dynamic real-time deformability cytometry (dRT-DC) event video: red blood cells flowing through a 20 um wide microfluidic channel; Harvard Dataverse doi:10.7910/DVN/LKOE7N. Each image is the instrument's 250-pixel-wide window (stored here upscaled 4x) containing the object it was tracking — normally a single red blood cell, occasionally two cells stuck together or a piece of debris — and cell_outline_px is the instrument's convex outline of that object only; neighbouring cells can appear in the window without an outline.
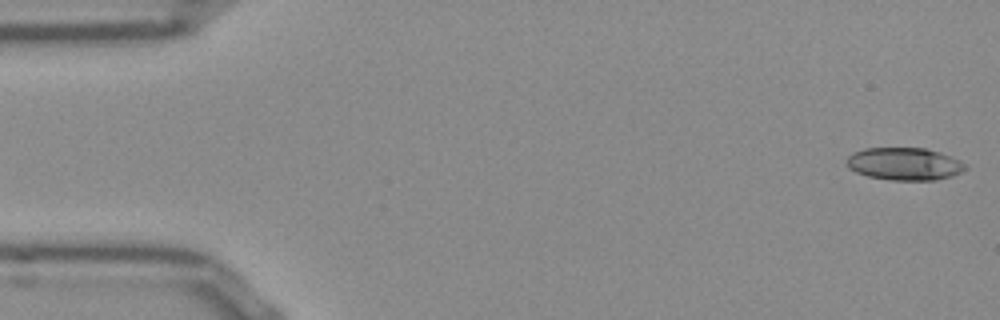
{"species": "Egyptian fruit bat (a non-hibernating species)", "species_latin": "Rousettus aegyptiacus", "temperature_condition": "room temperature", "stored_images_in_passage": 52, "camera_frame_rate_fps": 3000, "um_per_image_px": 0.085, "frame": {"image": 1, "passage_image": 1, "time_ms": 0.0, "image_size_px": [1000, 320], "cell_outline_px": [[968, 168], [964, 172], [952, 176], [936, 180], [888, 180], [868, 176], [856, 172], [848, 168], [848, 156], [852, 152], [864, 148], [924, 148], [940, 152], [960, 160], [968, 164]], "centroid_in_image_um": [76.92, 13.93], "position_along_channel_um": 8.1, "area_um2": 22.77}}
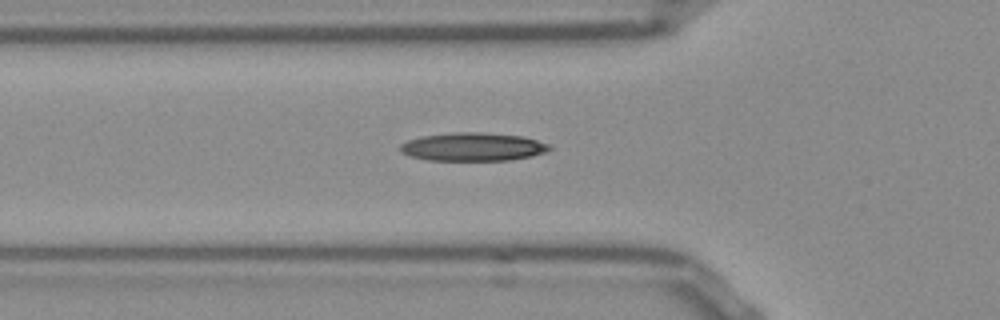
{"frame": {"image": 2, "passage_image": 17, "time_ms": 5.333, "image_size_px": [1000, 320], "cell_outline_px": [[552, 148], [548, 152], [532, 156], [508, 160], [428, 160], [412, 156], [400, 152], [400, 144], [408, 140], [424, 136], [452, 132], [480, 132], [524, 136], [548, 144]], "centroid_in_image_um": [40.22, 12.48], "position_along_channel_um": 85.6, "area_um2": 24.57}}
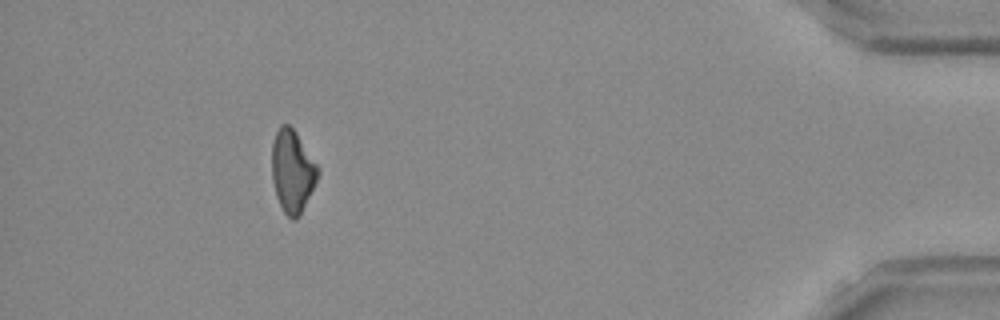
{"frame": {"image": 3, "passage_image": 47, "time_ms": 15.333, "image_size_px": [1000, 320], "cell_outline_px": [[320, 172], [296, 220], [292, 220], [284, 212], [276, 196], [272, 180], [272, 144], [276, 132], [280, 124], [288, 124], [296, 132], [320, 168]], "centroid_in_image_um": [24.84, 14.51], "position_along_channel_um": 410.4, "area_um2": 21.79}}